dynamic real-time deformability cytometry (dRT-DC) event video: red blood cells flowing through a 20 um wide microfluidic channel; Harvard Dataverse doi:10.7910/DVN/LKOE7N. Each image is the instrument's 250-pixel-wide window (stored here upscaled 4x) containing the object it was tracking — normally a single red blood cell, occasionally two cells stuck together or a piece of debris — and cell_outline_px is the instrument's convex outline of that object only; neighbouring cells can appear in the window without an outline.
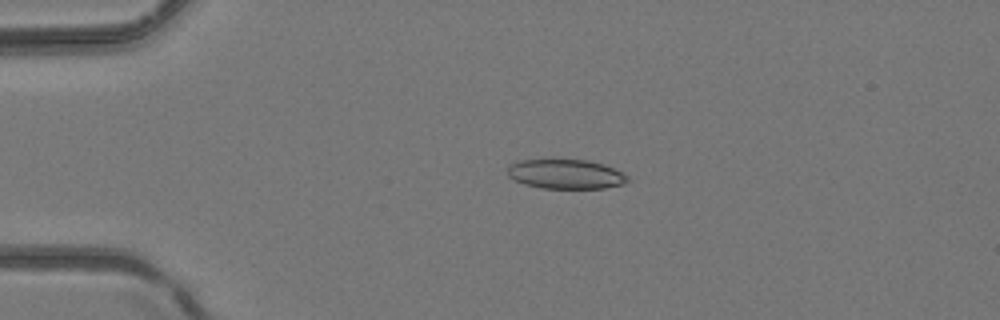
{"species": "common noctule bat (a hibernating species)", "species_latin": "Nyctalus noctula", "temperature_condition": "room temperature", "stored_images_in_passage": 4, "camera_frame_rate_fps": 3000, "um_per_image_px": 0.085, "animal": {"sex": "female", "body_mass_g": 24.6, "forearm_length_mm": 56.2}, "frame": {"image": 1, "passage_image": 3, "time_ms": 0.667, "image_size_px": [1000, 320], "cell_outline_px": [[632, 180], [624, 184], [604, 188], [544, 188], [524, 184], [508, 176], [508, 168], [512, 164], [520, 160], [588, 160], [604, 164], [624, 172]], "centroid_in_image_um": [48.17, 14.8], "position_along_channel_um": 36.8, "area_um2": 20.63}}